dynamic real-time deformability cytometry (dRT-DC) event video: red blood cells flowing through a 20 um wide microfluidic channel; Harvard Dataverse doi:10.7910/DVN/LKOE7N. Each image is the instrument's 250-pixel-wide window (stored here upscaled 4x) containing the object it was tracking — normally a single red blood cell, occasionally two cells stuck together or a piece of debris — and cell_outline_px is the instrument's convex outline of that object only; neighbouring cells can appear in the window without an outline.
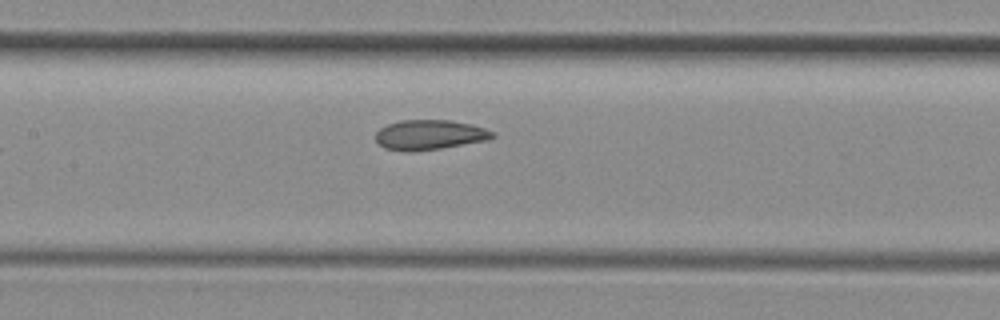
{"species": "common noctule bat (a hibernating species)", "species_latin": "Nyctalus noctula", "temperature_condition": "room temperature", "stored_images_in_passage": 9, "segment_of_instrument_passage": [1, 2], "camera_frame_rate_fps": 3000, "um_per_image_px": 0.085, "animal": {"sex": "female", "body_mass_g": 29.2, "forearm_length_mm": 56.3}, "frame": {"image": 1, "passage_image": 8, "time_ms": 2.333, "image_size_px": [1000, 320], "cell_outline_px": [[496, 136], [488, 140], [440, 148], [384, 148], [376, 140], [376, 132], [380, 128], [388, 124], [400, 120], [448, 120], [472, 124], [496, 132]], "centroid_in_image_um": [36.6, 11.4], "position_along_channel_um": 170.8, "area_um2": 19.54}}